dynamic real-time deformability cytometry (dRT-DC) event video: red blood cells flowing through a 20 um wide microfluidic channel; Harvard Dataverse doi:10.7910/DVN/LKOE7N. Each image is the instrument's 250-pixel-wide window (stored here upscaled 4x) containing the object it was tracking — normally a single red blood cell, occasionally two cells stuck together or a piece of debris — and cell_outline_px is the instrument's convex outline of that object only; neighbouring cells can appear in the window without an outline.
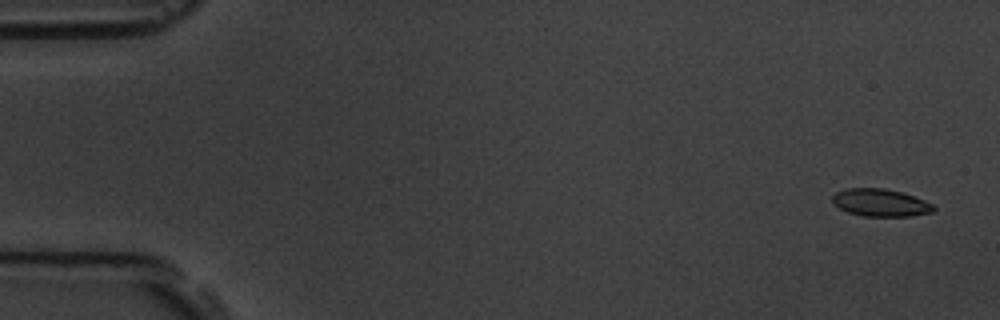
{"species": "common noctule bat (a hibernating species)", "species_latin": "Nyctalus noctula", "temperature_condition": "room temperature", "stored_images_in_passage": 6, "camera_frame_rate_fps": 3000, "um_per_image_px": 0.085, "animal": {"sex": "male", "body_mass_g": 19.5, "forearm_length_mm": 54.6}, "frame": {"image": 1, "passage_image": 1, "time_ms": 0.0, "image_size_px": [1000, 320], "cell_outline_px": [[936, 208], [932, 212], [908, 216], [864, 216], [848, 212], [832, 204], [832, 196], [836, 192], [844, 188], [884, 188], [900, 192], [924, 200], [932, 204]], "centroid_in_image_um": [74.79, 17.22], "position_along_channel_um": 10.2, "area_um2": 16.13}}